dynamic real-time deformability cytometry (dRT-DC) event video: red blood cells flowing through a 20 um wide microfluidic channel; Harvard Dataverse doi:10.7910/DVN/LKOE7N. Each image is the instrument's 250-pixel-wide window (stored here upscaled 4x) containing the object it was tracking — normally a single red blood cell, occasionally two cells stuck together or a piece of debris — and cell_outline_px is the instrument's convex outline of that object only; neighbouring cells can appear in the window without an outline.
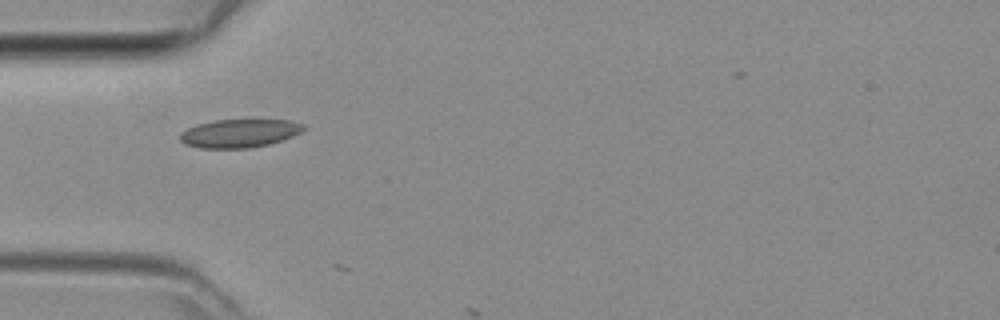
{"species": "common noctule bat (a hibernating species)", "species_latin": "Nyctalus noctula", "temperature_condition": "room temperature", "stored_images_in_passage": 29, "camera_frame_rate_fps": 3000, "um_per_image_px": 0.085, "animal": {"sex": "female", "body_mass_g": 29.2, "forearm_length_mm": 56.3}, "frame": {"image": 1, "passage_image": 1, "time_ms": 0.0, "image_size_px": [1000, 320], "cell_outline_px": [[304, 128], [300, 132], [280, 140], [268, 144], [244, 148], [204, 148], [188, 144], [180, 140], [180, 136], [188, 128], [200, 124], [216, 120], [288, 120], [300, 124]], "centroid_in_image_um": [20.34, 11.33], "position_along_channel_um": 64.7, "area_um2": 19.59}}
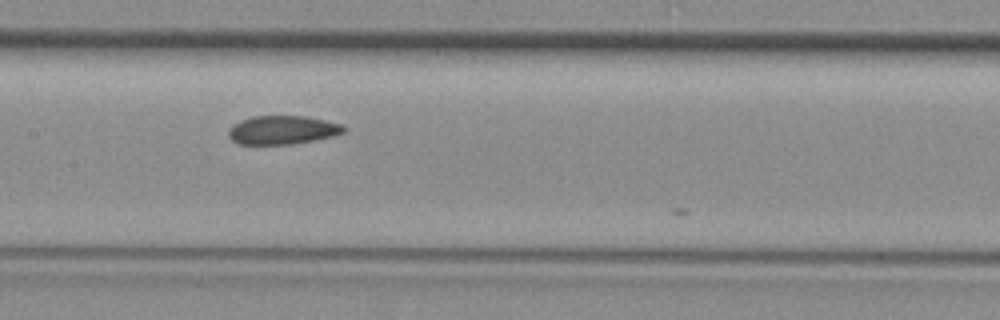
{"frame": {"image": 2, "passage_image": 9, "time_ms": 2.667, "image_size_px": [1000, 320], "cell_outline_px": [[344, 132], [312, 140], [284, 144], [240, 144], [232, 140], [228, 136], [228, 132], [236, 124], [244, 120], [256, 116], [300, 116], [340, 124], [344, 128]], "centroid_in_image_um": [23.95, 11.05], "position_along_channel_um": 183.4, "area_um2": 18.26}}
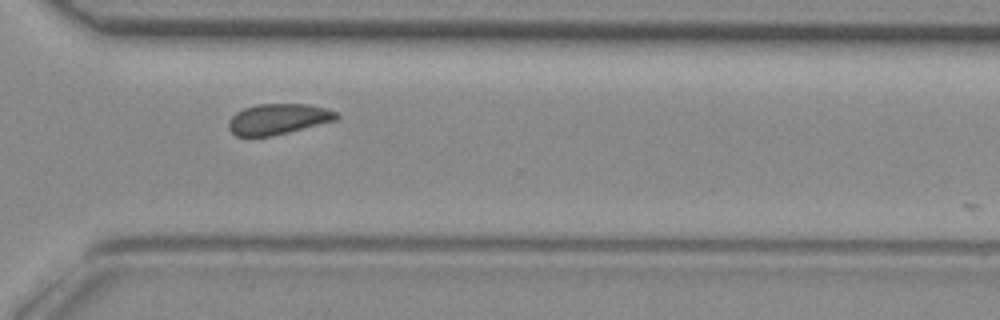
{"frame": {"image": 3, "passage_image": 20, "time_ms": 6.333, "image_size_px": [1000, 320], "cell_outline_px": [[336, 120], [268, 136], [236, 136], [228, 128], [228, 124], [232, 116], [236, 112], [244, 108], [260, 104], [304, 104], [324, 108], [336, 112]], "centroid_in_image_um": [23.58, 10.11], "position_along_channel_um": 347.0, "area_um2": 18.67}}